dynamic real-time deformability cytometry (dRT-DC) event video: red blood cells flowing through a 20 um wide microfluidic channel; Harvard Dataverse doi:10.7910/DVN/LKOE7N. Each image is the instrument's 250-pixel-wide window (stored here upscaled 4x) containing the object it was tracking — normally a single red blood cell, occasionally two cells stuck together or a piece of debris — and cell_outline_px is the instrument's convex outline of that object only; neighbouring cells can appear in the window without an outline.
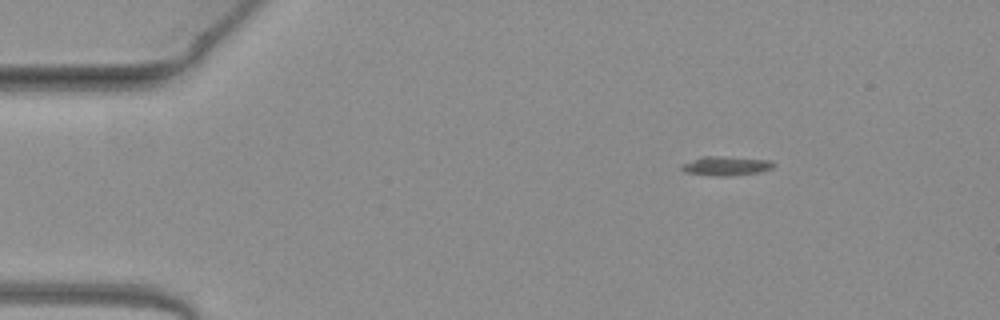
{"species": "common noctule bat (a hibernating species)", "species_latin": "Nyctalus noctula", "temperature_condition": "warm", "stored_images_in_passage": 53, "camera_frame_rate_fps": 3000, "um_per_image_px": 0.085, "animal": {"sex": "female", "body_mass_g": 19.3, "forearm_length_mm": 54.1}, "frame": {"image": 1, "passage_image": 8, "time_ms": 2.333, "image_size_px": [1000, 320], "cell_outline_px": [[776, 164], [772, 168], [760, 172], [728, 176], [716, 176], [684, 172], [680, 168], [680, 164], [700, 156], [720, 156], [768, 160]], "centroid_in_image_um": [61.65, 14.1], "position_along_channel_um": 23.4, "area_um2": 10.35}}
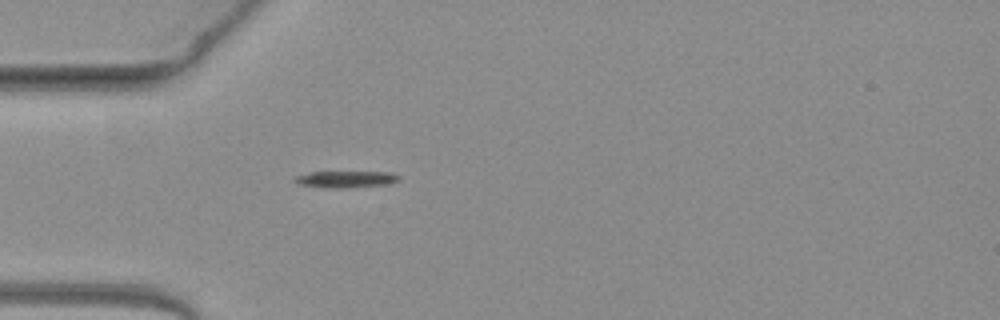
{"frame": {"image": 2, "passage_image": 16, "time_ms": 5.0, "image_size_px": [1000, 320], "cell_outline_px": [[400, 180], [388, 184], [348, 188], [324, 188], [296, 184], [292, 180], [296, 176], [312, 172], [388, 172], [400, 176]], "centroid_in_image_um": [29.36, 15.25], "position_along_channel_um": 55.6, "area_um2": 10.23}}
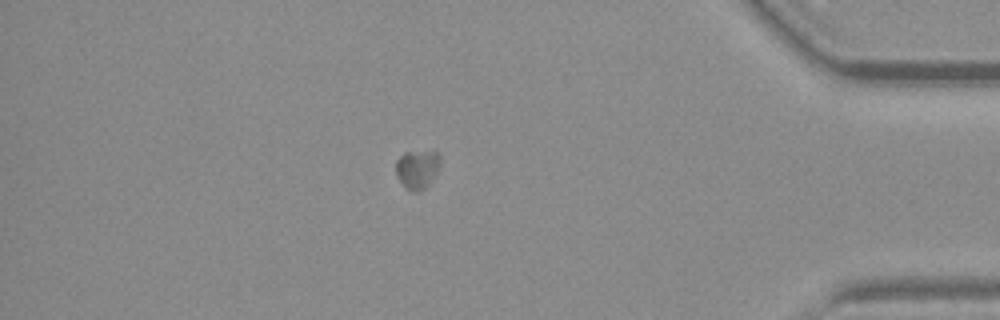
{"frame": {"image": 3, "passage_image": 46, "time_ms": 15.0, "image_size_px": [1000, 320], "cell_outline_px": [[440, 164], [432, 180], [424, 188], [416, 192], [412, 192], [404, 188], [396, 176], [396, 160], [404, 152], [436, 152], [440, 156]], "centroid_in_image_um": [35.43, 14.4], "position_along_channel_um": 399.8, "area_um2": 10.0}}